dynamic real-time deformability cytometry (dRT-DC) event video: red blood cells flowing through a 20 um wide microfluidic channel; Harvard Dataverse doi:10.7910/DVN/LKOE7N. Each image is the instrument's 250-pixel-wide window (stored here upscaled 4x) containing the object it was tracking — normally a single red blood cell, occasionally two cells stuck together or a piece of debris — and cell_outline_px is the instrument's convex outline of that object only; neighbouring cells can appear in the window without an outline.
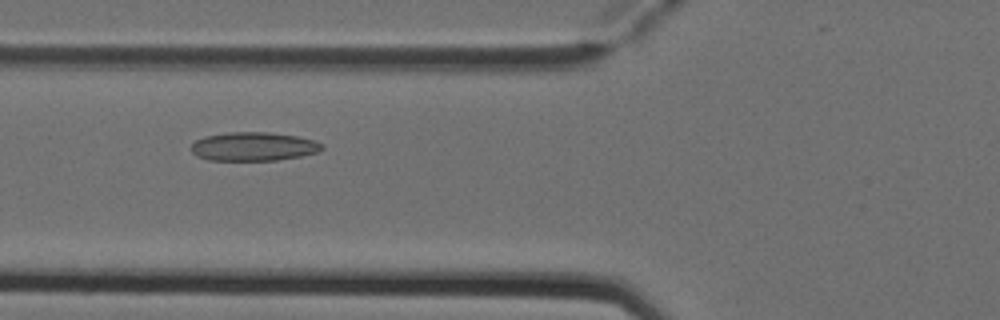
{"species": "Egyptian fruit bat (a non-hibernating species)", "species_latin": "Rousettus aegyptiacus", "temperature_condition": "cold", "stored_images_in_passage": 4, "camera_frame_rate_fps": 3000, "um_per_image_px": 0.085, "animal": {"sex": "female"}, "frame": {"image": 1, "passage_image": 4, "time_ms": 1.0, "image_size_px": [1000, 320], "cell_outline_px": [[324, 148], [320, 152], [300, 156], [276, 160], [208, 160], [196, 156], [192, 152], [192, 144], [196, 140], [204, 136], [228, 132], [268, 132], [296, 136], [312, 140], [324, 144]], "centroid_in_image_um": [21.55, 12.45], "position_along_channel_um": 104.2, "area_um2": 21.91}}